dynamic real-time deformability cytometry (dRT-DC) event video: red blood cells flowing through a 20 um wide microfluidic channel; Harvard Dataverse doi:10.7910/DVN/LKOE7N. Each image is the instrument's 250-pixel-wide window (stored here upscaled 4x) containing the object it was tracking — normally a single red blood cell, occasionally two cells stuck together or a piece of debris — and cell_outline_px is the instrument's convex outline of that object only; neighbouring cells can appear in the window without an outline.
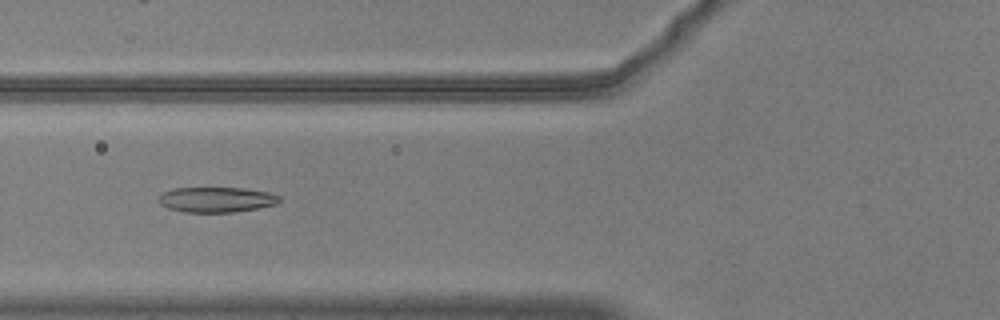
{"species": "common noctule bat (a hibernating species)", "species_latin": "Nyctalus noctula", "temperature_condition": "warm", "stored_images_in_passage": 56, "camera_frame_rate_fps": 3000, "um_per_image_px": 0.085, "animal": {"sex": "male", "body_mass_g": 20.5, "forearm_length_mm": 52.5}, "frame": {"image": 1, "passage_image": 23, "time_ms": 7.333, "image_size_px": [1000, 320], "cell_outline_px": [[280, 200], [276, 204], [256, 208], [232, 212], [184, 212], [168, 208], [160, 204], [156, 200], [164, 192], [172, 188], [244, 188], [268, 192], [280, 196]], "centroid_in_image_um": [18.36, 16.96], "position_along_channel_um": 107.4, "area_um2": 17.69}}
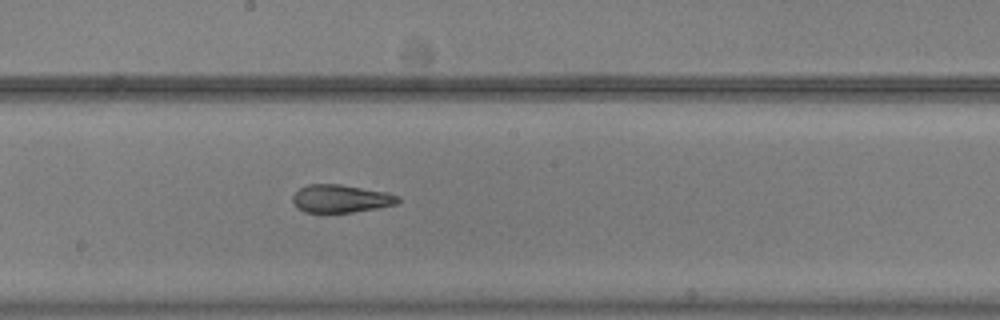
{"frame": {"image": 2, "passage_image": 32, "time_ms": 10.333, "image_size_px": [1000, 320], "cell_outline_px": [[400, 200], [396, 204], [376, 208], [352, 212], [324, 216], [304, 212], [296, 208], [292, 200], [292, 196], [300, 188], [308, 184], [340, 184], [384, 192], [400, 196]], "centroid_in_image_um": [28.89, 16.93], "position_along_channel_um": 219.3, "area_um2": 17.69}}
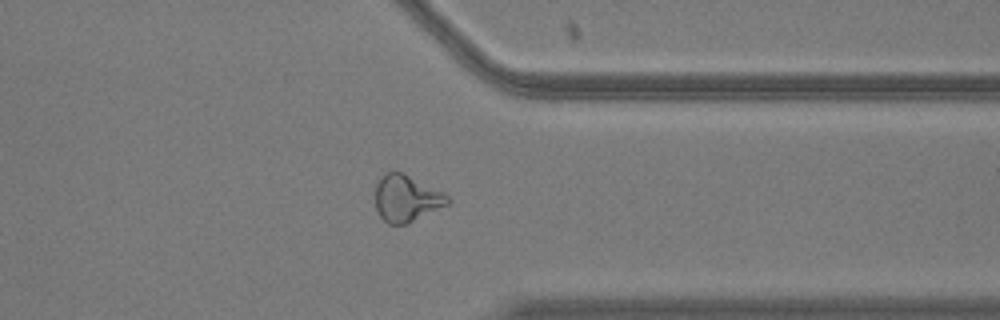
{"frame": {"image": 3, "passage_image": 45, "time_ms": 14.667, "image_size_px": [1000, 320], "cell_outline_px": [[452, 200], [448, 204], [408, 224], [388, 224], [380, 216], [376, 208], [376, 184], [380, 176], [388, 172], [404, 172], [444, 192]], "centroid_in_image_um": [34.56, 16.85], "position_along_channel_um": 376.8, "area_um2": 19.83}, "authors_computed_cell_mechanics": {"area_um2": 19.074, "velocity_mm_per_s": 3.7051, "shape_relaxation_time_tau1_ms": 10.2199, "shape_relaxation_time_tau2_ms": 1.8798, "deformation_change_tau1": 0.2811, "deformation_change_tau2": 0.081}}